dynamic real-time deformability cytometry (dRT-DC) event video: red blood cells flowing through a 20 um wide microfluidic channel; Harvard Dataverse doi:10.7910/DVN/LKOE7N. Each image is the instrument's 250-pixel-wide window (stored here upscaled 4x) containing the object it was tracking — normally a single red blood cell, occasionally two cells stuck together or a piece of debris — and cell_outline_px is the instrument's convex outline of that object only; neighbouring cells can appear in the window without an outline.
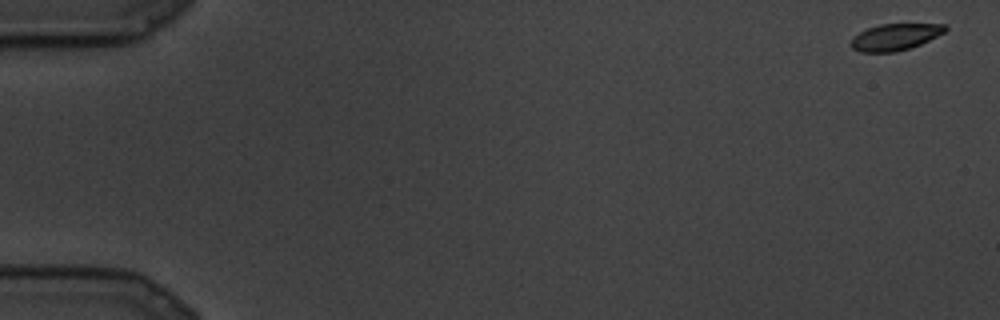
{"species": "common noctule bat (a hibernating species)", "species_latin": "Nyctalus noctula", "temperature_condition": "cold", "stored_images_in_passage": 6, "camera_frame_rate_fps": 3000, "um_per_image_px": 0.085, "animal": {"sex": "male", "body_mass_g": 19.5, "forearm_length_mm": 54.6}, "frame": {"image": 1, "passage_image": 1, "time_ms": 0.0, "image_size_px": [1000, 320], "cell_outline_px": [[948, 28], [944, 32], [920, 44], [896, 52], [860, 52], [852, 48], [848, 44], [852, 36], [868, 28], [880, 24], [948, 24]], "centroid_in_image_um": [76.04, 3.14], "position_along_channel_um": 9.0, "area_um2": 14.62}}